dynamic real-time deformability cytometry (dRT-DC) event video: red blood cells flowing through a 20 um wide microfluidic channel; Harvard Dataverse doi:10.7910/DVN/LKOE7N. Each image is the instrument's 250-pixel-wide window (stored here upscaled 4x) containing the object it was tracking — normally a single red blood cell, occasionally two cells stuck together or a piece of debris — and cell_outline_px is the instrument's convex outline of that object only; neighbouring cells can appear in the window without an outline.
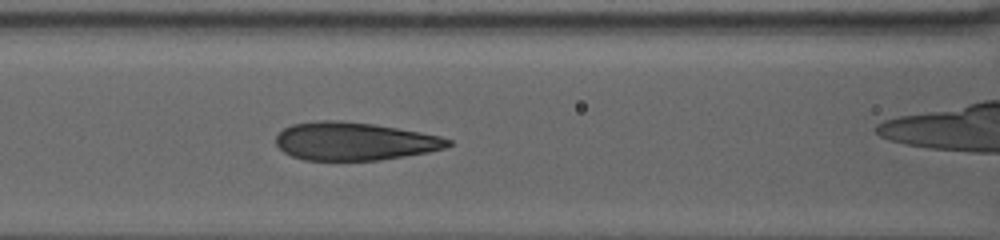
{"species": "human", "species_latin": "Homo sapiens", "temperature_condition": "warm", "stored_images_in_passage": 10, "segment_of_instrument_passage": [1, 2], "camera_frame_rate_fps": 3000, "um_per_image_px": 0.085, "donor": {"sex": "female"}, "frame": {"image": 1, "passage_image": 9, "time_ms": 6.333, "image_size_px": [1000, 240], "cell_outline_px": [[452, 144], [444, 148], [428, 152], [380, 160], [304, 160], [292, 156], [284, 152], [276, 144], [276, 136], [284, 128], [292, 124], [316, 120], [340, 120], [372, 124], [420, 132], [440, 136], [452, 140]], "centroid_in_image_um": [30.1, 12.0], "position_along_channel_um": 136.5, "area_um2": 38.09}}